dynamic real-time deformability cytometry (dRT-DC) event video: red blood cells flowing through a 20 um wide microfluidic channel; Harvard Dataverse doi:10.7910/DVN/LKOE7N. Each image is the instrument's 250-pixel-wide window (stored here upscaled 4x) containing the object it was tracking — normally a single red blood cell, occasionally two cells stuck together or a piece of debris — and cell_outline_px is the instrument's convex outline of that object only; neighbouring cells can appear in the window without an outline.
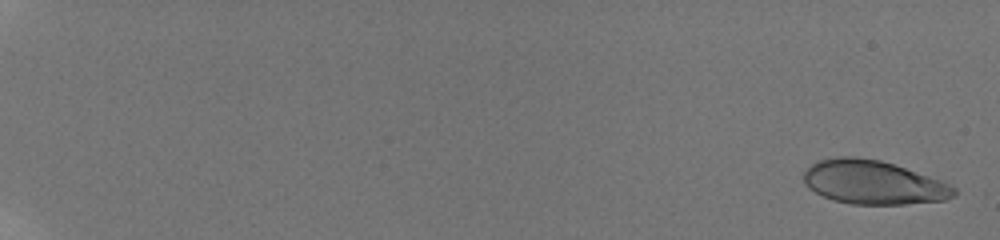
{"species": "human", "species_latin": "Homo sapiens", "temperature_condition": "room temperature", "stored_images_in_passage": 20, "camera_frame_rate_fps": 3000, "um_per_image_px": 0.085, "donor": {"sex": "male"}, "frame": {"image": 1, "passage_image": 2, "time_ms": 0.333, "image_size_px": [1000, 240], "cell_outline_px": [[956, 196], [944, 200], [904, 204], [852, 204], [832, 200], [808, 188], [804, 184], [804, 172], [812, 164], [820, 160], [840, 156], [852, 156], [880, 160], [940, 180], [956, 188]], "centroid_in_image_um": [74.21, 15.51], "position_along_channel_um": 10.8, "area_um2": 38.03}}
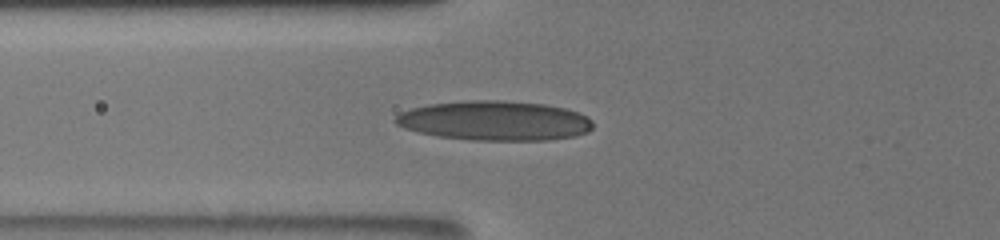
{"frame": {"image": 2, "passage_image": 18, "time_ms": 8.333, "image_size_px": [1000, 240], "cell_outline_px": [[592, 128], [588, 132], [576, 136], [548, 140], [472, 140], [440, 136], [416, 132], [404, 128], [396, 124], [392, 120], [400, 112], [412, 108], [428, 104], [464, 100], [500, 100], [544, 104], [564, 108], [588, 116], [592, 120]], "centroid_in_image_um": [42.03, 10.26], "position_along_channel_um": 83.8, "area_um2": 45.78}}